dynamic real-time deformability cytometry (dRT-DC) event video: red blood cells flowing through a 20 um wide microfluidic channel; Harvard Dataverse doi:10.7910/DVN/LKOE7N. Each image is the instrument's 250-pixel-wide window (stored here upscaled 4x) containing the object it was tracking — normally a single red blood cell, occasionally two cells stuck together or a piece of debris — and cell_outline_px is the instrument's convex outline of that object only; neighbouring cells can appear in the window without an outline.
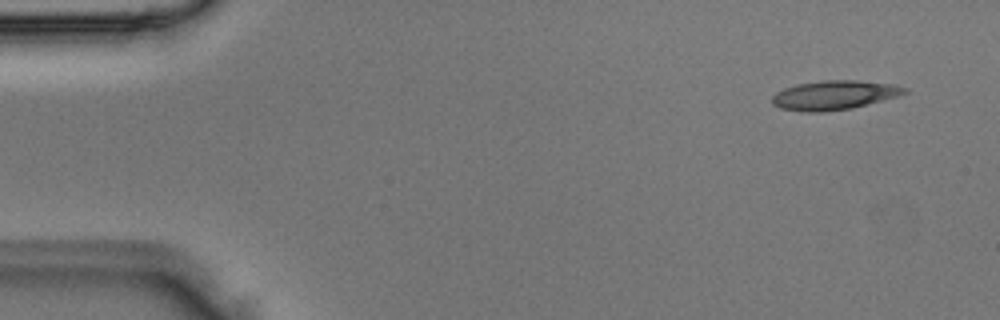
{"species": "Egyptian fruit bat (a non-hibernating species)", "species_latin": "Rousettus aegyptiacus", "temperature_condition": "room temperature", "stored_images_in_passage": 3, "camera_frame_rate_fps": 3000, "um_per_image_px": 0.085, "animal": {"sex": "male"}, "frame": {"image": 1, "passage_image": 1, "time_ms": 0.0, "image_size_px": [1000, 320], "cell_outline_px": [[908, 92], [896, 96], [852, 108], [824, 112], [804, 112], [780, 108], [772, 104], [772, 96], [776, 92], [784, 88], [796, 84], [824, 80], [856, 80], [896, 84], [908, 88]], "centroid_in_image_um": [70.89, 8.08], "position_along_channel_um": 14.1, "area_um2": 22.6}}